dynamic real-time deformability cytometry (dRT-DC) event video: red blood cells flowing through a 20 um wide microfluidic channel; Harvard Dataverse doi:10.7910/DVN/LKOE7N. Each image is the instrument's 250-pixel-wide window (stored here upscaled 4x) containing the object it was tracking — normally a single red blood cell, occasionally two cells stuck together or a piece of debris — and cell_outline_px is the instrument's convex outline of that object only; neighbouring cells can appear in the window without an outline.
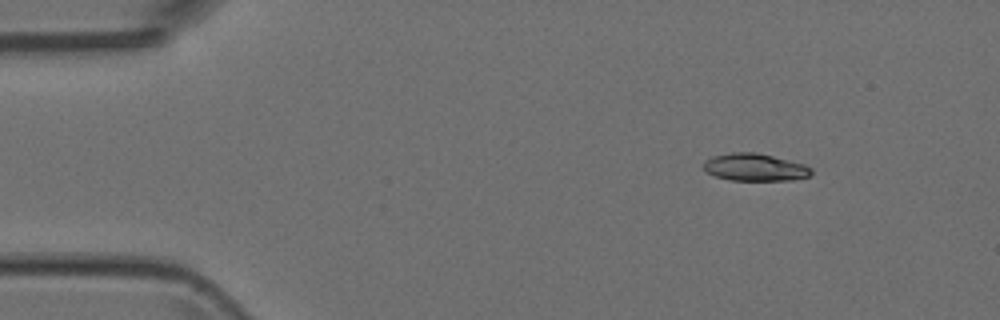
{"species": "Egyptian fruit bat (a non-hibernating species)", "species_latin": "Rousettus aegyptiacus", "temperature_condition": "room temperature", "stored_images_in_passage": 6, "camera_frame_rate_fps": 3000, "um_per_image_px": 0.085, "animal": {"sex": "female"}, "frame": {"image": 1, "passage_image": 2, "time_ms": 2.0, "image_size_px": [1000, 320], "cell_outline_px": [[812, 172], [808, 176], [792, 180], [732, 180], [716, 176], [708, 172], [704, 168], [704, 160], [712, 156], [732, 152], [756, 152], [804, 164], [812, 168]], "centroid_in_image_um": [64.16, 14.21], "position_along_channel_um": 20.8, "area_um2": 17.05}}
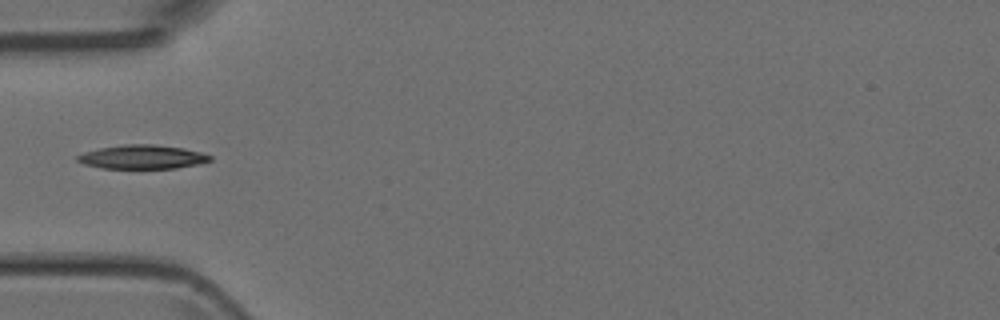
{"frame": {"image": 2, "passage_image": 5, "time_ms": 5.333, "image_size_px": [1000, 320], "cell_outline_px": [[212, 160], [200, 164], [176, 168], [100, 168], [84, 164], [76, 160], [76, 156], [84, 152], [100, 148], [124, 144], [156, 144], [184, 148], [200, 152], [212, 156]], "centroid_in_image_um": [12.11, 13.34], "position_along_channel_um": 72.9, "area_um2": 18.55}}
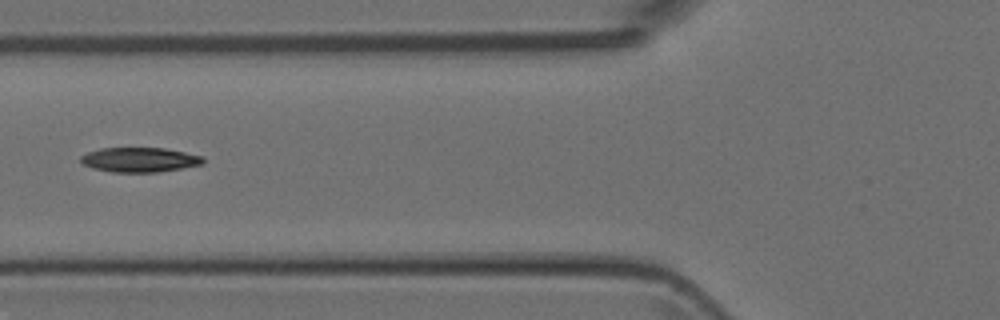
{"frame": {"image": 3, "passage_image": 6, "time_ms": 6.333, "image_size_px": [1000, 320], "cell_outline_px": [[204, 164], [156, 172], [112, 172], [92, 168], [84, 164], [80, 160], [80, 156], [88, 152], [100, 148], [164, 148], [204, 156]], "centroid_in_image_um": [11.86, 13.57], "position_along_channel_um": 113.9, "area_um2": 17.51}}